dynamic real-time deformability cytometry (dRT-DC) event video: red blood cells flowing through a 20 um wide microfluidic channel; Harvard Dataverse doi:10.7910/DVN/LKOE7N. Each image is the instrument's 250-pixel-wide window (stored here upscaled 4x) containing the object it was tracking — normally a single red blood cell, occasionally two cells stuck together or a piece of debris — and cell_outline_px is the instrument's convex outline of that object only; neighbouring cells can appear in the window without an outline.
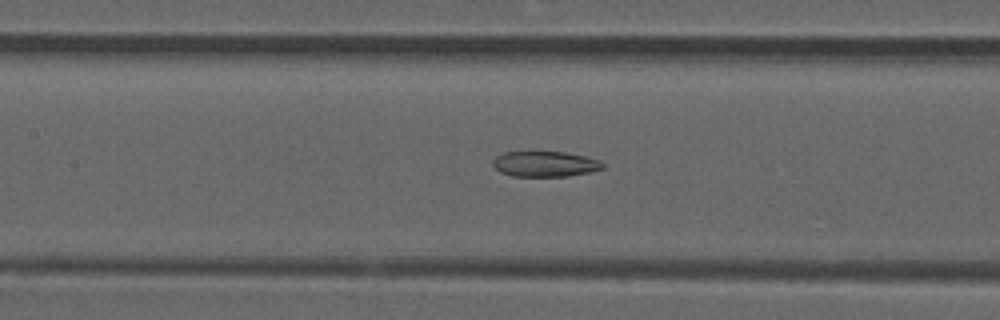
{"species": "common noctule bat (a hibernating species)", "species_latin": "Nyctalus noctula", "temperature_condition": "room temperature", "stored_images_in_passage": 39, "camera_frame_rate_fps": 3000, "um_per_image_px": 0.085, "animal": {"sex": "male", "forearm_length_mm": 52.5}, "frame": {"image": 1, "passage_image": 10, "time_ms": 3.0, "image_size_px": [1000, 320], "cell_outline_px": [[604, 168], [588, 172], [568, 176], [512, 176], [500, 172], [492, 164], [492, 160], [496, 156], [504, 152], [564, 152], [584, 156], [600, 160], [604, 164]], "centroid_in_image_um": [46.31, 13.94], "position_along_channel_um": 161.1, "area_um2": 16.24}}
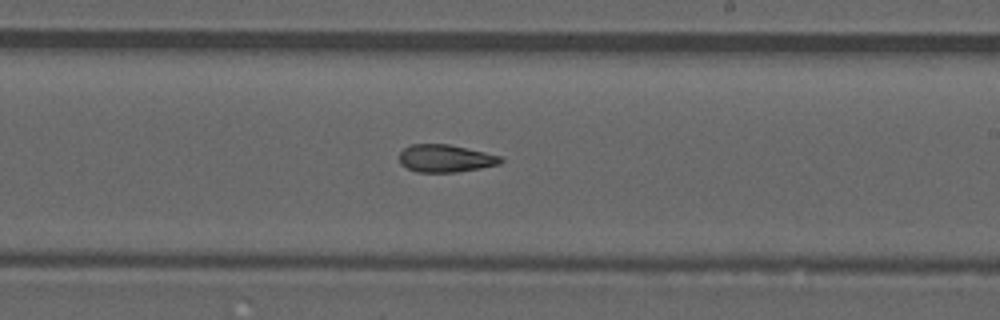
{"frame": {"image": 2, "passage_image": 17, "time_ms": 5.333, "image_size_px": [1000, 320], "cell_outline_px": [[504, 160], [500, 164], [480, 168], [456, 172], [416, 172], [400, 164], [400, 152], [404, 148], [412, 144], [448, 144], [484, 152], [500, 156]], "centroid_in_image_um": [37.85, 13.46], "position_along_channel_um": 251.1, "area_um2": 16.18}}
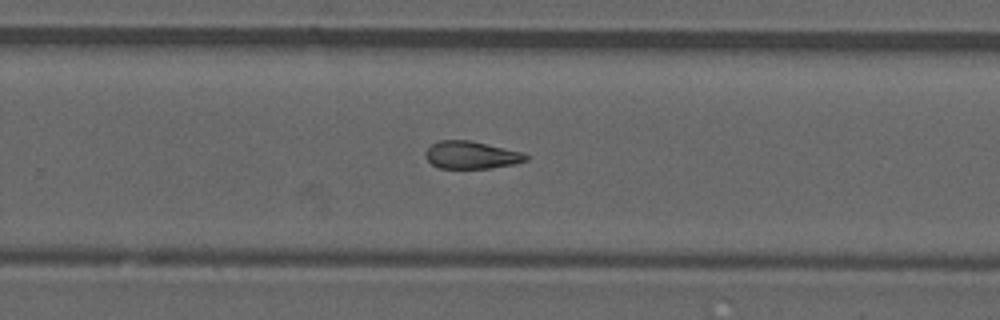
{"frame": {"image": 3, "passage_image": 20, "time_ms": 6.333, "image_size_px": [1000, 320], "cell_outline_px": [[528, 160], [512, 164], [488, 168], [440, 168], [432, 164], [428, 160], [428, 148], [432, 144], [440, 140], [472, 140], [520, 152], [528, 156]], "centroid_in_image_um": [40.07, 13.17], "position_along_channel_um": 289.7, "area_um2": 15.72}, "authors_computed_cell_mechanics": {"area_um2": 16.7042, "velocity_mm_per_s": 3.877, "shape_relaxation_time_tau1_ms": null, "shape_relaxation_time_tau2_ms": 4.0721, "deformation_change_tau1": null, "deformation_change_tau2": 0.1192}}